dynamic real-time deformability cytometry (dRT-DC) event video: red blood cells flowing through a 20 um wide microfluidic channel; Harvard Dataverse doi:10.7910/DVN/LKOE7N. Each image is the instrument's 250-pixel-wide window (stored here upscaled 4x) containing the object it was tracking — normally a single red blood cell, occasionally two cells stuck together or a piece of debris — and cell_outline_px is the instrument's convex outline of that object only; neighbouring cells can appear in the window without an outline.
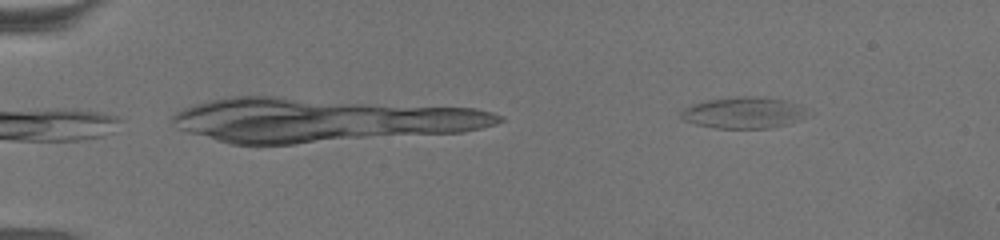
{"species": "common noctule bat (a hibernating species)", "species_latin": "Nyctalus noctula", "temperature_condition": "warm", "stored_images_in_passage": 54, "camera_frame_rate_fps": 3000, "um_per_image_px": 0.085, "animal": {"sex": "female", "body_mass_g": 19.5, "forearm_length_mm": 54.1}, "frame": {"image": 1, "passage_image": 11, "time_ms": 3.333, "image_size_px": [1000, 240], "cell_outline_px": [[804, 116], [796, 120], [784, 124], [768, 128], [716, 128], [696, 124], [684, 120], [680, 116], [680, 112], [684, 108], [692, 104], [708, 100], [784, 100], [796, 104], [804, 108]], "centroid_in_image_um": [63.1, 9.65], "position_along_channel_um": 21.9, "area_um2": 21.27}}
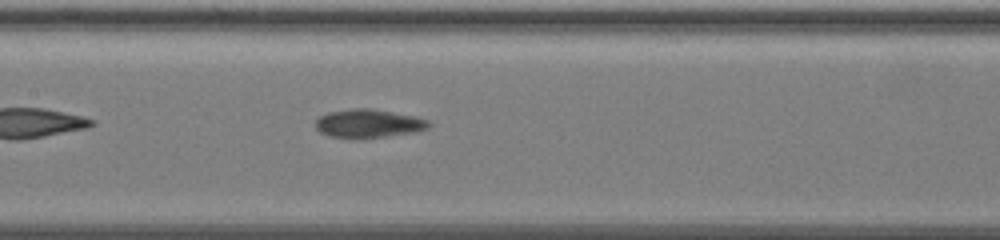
{"frame": {"image": 2, "passage_image": 26, "time_ms": 8.333, "image_size_px": [1000, 240], "cell_outline_px": [[432, 124], [428, 128], [412, 132], [384, 136], [328, 136], [320, 132], [316, 128], [316, 120], [320, 116], [328, 112], [352, 108], [372, 108], [412, 116], [428, 120]], "centroid_in_image_um": [31.31, 10.46], "position_along_channel_um": 176.1, "area_um2": 18.09}}
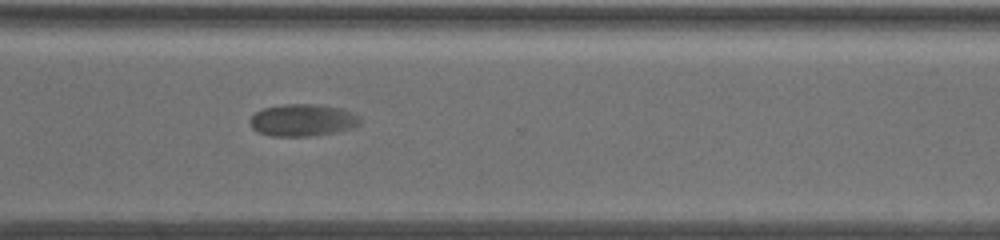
{"frame": {"image": 3, "passage_image": 40, "time_ms": 13.0, "image_size_px": [1000, 240], "cell_outline_px": [[360, 124], [352, 128], [336, 132], [312, 136], [268, 136], [256, 132], [252, 128], [252, 116], [256, 112], [264, 108], [284, 104], [316, 104], [340, 108], [360, 116]], "centroid_in_image_um": [25.73, 10.22], "position_along_channel_um": 344.9, "area_um2": 20.58}}